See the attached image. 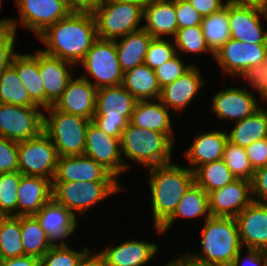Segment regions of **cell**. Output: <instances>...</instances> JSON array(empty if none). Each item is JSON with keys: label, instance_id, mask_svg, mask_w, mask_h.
<instances>
[{"label": "cell", "instance_id": "ffe728a7", "mask_svg": "<svg viewBox=\"0 0 267 266\" xmlns=\"http://www.w3.org/2000/svg\"><path fill=\"white\" fill-rule=\"evenodd\" d=\"M256 101L253 93L248 89L229 87L220 90L212 98L211 111L217 114L219 119H230L235 122L249 117L261 106Z\"/></svg>", "mask_w": 267, "mask_h": 266}, {"label": "cell", "instance_id": "4fadbf2b", "mask_svg": "<svg viewBox=\"0 0 267 266\" xmlns=\"http://www.w3.org/2000/svg\"><path fill=\"white\" fill-rule=\"evenodd\" d=\"M267 44H252L229 38L218 50L214 58L224 73L241 76L248 68L265 61Z\"/></svg>", "mask_w": 267, "mask_h": 266}, {"label": "cell", "instance_id": "30bf717a", "mask_svg": "<svg viewBox=\"0 0 267 266\" xmlns=\"http://www.w3.org/2000/svg\"><path fill=\"white\" fill-rule=\"evenodd\" d=\"M95 82L92 85L97 89L122 84L121 71L115 41L99 39L87 51L81 62Z\"/></svg>", "mask_w": 267, "mask_h": 266}, {"label": "cell", "instance_id": "44dd1931", "mask_svg": "<svg viewBox=\"0 0 267 266\" xmlns=\"http://www.w3.org/2000/svg\"><path fill=\"white\" fill-rule=\"evenodd\" d=\"M73 66L68 61L39 50V74L44 85V109L51 107L61 96L67 83L73 77L68 70Z\"/></svg>", "mask_w": 267, "mask_h": 266}, {"label": "cell", "instance_id": "bcb514c9", "mask_svg": "<svg viewBox=\"0 0 267 266\" xmlns=\"http://www.w3.org/2000/svg\"><path fill=\"white\" fill-rule=\"evenodd\" d=\"M16 30L14 27H0V74L11 65Z\"/></svg>", "mask_w": 267, "mask_h": 266}, {"label": "cell", "instance_id": "7dc6e473", "mask_svg": "<svg viewBox=\"0 0 267 266\" xmlns=\"http://www.w3.org/2000/svg\"><path fill=\"white\" fill-rule=\"evenodd\" d=\"M178 29L201 26L203 17L187 0H175Z\"/></svg>", "mask_w": 267, "mask_h": 266}, {"label": "cell", "instance_id": "ba28073f", "mask_svg": "<svg viewBox=\"0 0 267 266\" xmlns=\"http://www.w3.org/2000/svg\"><path fill=\"white\" fill-rule=\"evenodd\" d=\"M53 199L74 215H82L92 205L118 193L122 188L117 181L52 182Z\"/></svg>", "mask_w": 267, "mask_h": 266}, {"label": "cell", "instance_id": "e0dca14e", "mask_svg": "<svg viewBox=\"0 0 267 266\" xmlns=\"http://www.w3.org/2000/svg\"><path fill=\"white\" fill-rule=\"evenodd\" d=\"M87 76L86 74L77 79L72 77L53 106L60 111L92 120L95 114L97 88Z\"/></svg>", "mask_w": 267, "mask_h": 266}, {"label": "cell", "instance_id": "9a60e30c", "mask_svg": "<svg viewBox=\"0 0 267 266\" xmlns=\"http://www.w3.org/2000/svg\"><path fill=\"white\" fill-rule=\"evenodd\" d=\"M252 195L251 181L236 178L224 187L208 193L210 215L235 218L254 201Z\"/></svg>", "mask_w": 267, "mask_h": 266}, {"label": "cell", "instance_id": "6125c7cd", "mask_svg": "<svg viewBox=\"0 0 267 266\" xmlns=\"http://www.w3.org/2000/svg\"><path fill=\"white\" fill-rule=\"evenodd\" d=\"M261 100H263L265 102L267 101V93H266V95Z\"/></svg>", "mask_w": 267, "mask_h": 266}, {"label": "cell", "instance_id": "484cf974", "mask_svg": "<svg viewBox=\"0 0 267 266\" xmlns=\"http://www.w3.org/2000/svg\"><path fill=\"white\" fill-rule=\"evenodd\" d=\"M143 24L153 38L173 37L178 30L175 0H150L143 8Z\"/></svg>", "mask_w": 267, "mask_h": 266}, {"label": "cell", "instance_id": "f5cc1de1", "mask_svg": "<svg viewBox=\"0 0 267 266\" xmlns=\"http://www.w3.org/2000/svg\"><path fill=\"white\" fill-rule=\"evenodd\" d=\"M202 17H207L225 7L222 0H187Z\"/></svg>", "mask_w": 267, "mask_h": 266}, {"label": "cell", "instance_id": "83f0119b", "mask_svg": "<svg viewBox=\"0 0 267 266\" xmlns=\"http://www.w3.org/2000/svg\"><path fill=\"white\" fill-rule=\"evenodd\" d=\"M169 109L159 100H139L130 123L136 127L173 135Z\"/></svg>", "mask_w": 267, "mask_h": 266}, {"label": "cell", "instance_id": "2e32d148", "mask_svg": "<svg viewBox=\"0 0 267 266\" xmlns=\"http://www.w3.org/2000/svg\"><path fill=\"white\" fill-rule=\"evenodd\" d=\"M261 15L267 19V9L228 2L230 38L245 43L267 44V31L262 30Z\"/></svg>", "mask_w": 267, "mask_h": 266}, {"label": "cell", "instance_id": "8992f818", "mask_svg": "<svg viewBox=\"0 0 267 266\" xmlns=\"http://www.w3.org/2000/svg\"><path fill=\"white\" fill-rule=\"evenodd\" d=\"M43 131L52 140L59 157L84 155L86 130L91 120L56 109H45Z\"/></svg>", "mask_w": 267, "mask_h": 266}, {"label": "cell", "instance_id": "5b68a950", "mask_svg": "<svg viewBox=\"0 0 267 266\" xmlns=\"http://www.w3.org/2000/svg\"><path fill=\"white\" fill-rule=\"evenodd\" d=\"M137 99L122 84L97 89L95 114L91 122L107 135L121 138L129 125Z\"/></svg>", "mask_w": 267, "mask_h": 266}, {"label": "cell", "instance_id": "6da1fadb", "mask_svg": "<svg viewBox=\"0 0 267 266\" xmlns=\"http://www.w3.org/2000/svg\"><path fill=\"white\" fill-rule=\"evenodd\" d=\"M37 37L47 46L42 52L76 66L98 40L94 15L92 11L73 10Z\"/></svg>", "mask_w": 267, "mask_h": 266}, {"label": "cell", "instance_id": "9c48e42d", "mask_svg": "<svg viewBox=\"0 0 267 266\" xmlns=\"http://www.w3.org/2000/svg\"><path fill=\"white\" fill-rule=\"evenodd\" d=\"M58 154L49 136H38L18 142V171L23 175L40 176L53 181Z\"/></svg>", "mask_w": 267, "mask_h": 266}, {"label": "cell", "instance_id": "d6a6232c", "mask_svg": "<svg viewBox=\"0 0 267 266\" xmlns=\"http://www.w3.org/2000/svg\"><path fill=\"white\" fill-rule=\"evenodd\" d=\"M228 141L246 148L250 144L267 138V111L260 107L249 117L235 123L233 129L227 133Z\"/></svg>", "mask_w": 267, "mask_h": 266}, {"label": "cell", "instance_id": "d4e9b609", "mask_svg": "<svg viewBox=\"0 0 267 266\" xmlns=\"http://www.w3.org/2000/svg\"><path fill=\"white\" fill-rule=\"evenodd\" d=\"M196 65L173 83L161 88L159 100L170 110L183 111L203 86V79Z\"/></svg>", "mask_w": 267, "mask_h": 266}, {"label": "cell", "instance_id": "e575fe53", "mask_svg": "<svg viewBox=\"0 0 267 266\" xmlns=\"http://www.w3.org/2000/svg\"><path fill=\"white\" fill-rule=\"evenodd\" d=\"M235 179L223 159L203 164L194 171V182L207 194L224 187Z\"/></svg>", "mask_w": 267, "mask_h": 266}, {"label": "cell", "instance_id": "680465c9", "mask_svg": "<svg viewBox=\"0 0 267 266\" xmlns=\"http://www.w3.org/2000/svg\"><path fill=\"white\" fill-rule=\"evenodd\" d=\"M229 3L235 5H250V6H258L261 8H267V0H228Z\"/></svg>", "mask_w": 267, "mask_h": 266}, {"label": "cell", "instance_id": "f907efd6", "mask_svg": "<svg viewBox=\"0 0 267 266\" xmlns=\"http://www.w3.org/2000/svg\"><path fill=\"white\" fill-rule=\"evenodd\" d=\"M251 184L253 200L258 203L267 204V165L254 171Z\"/></svg>", "mask_w": 267, "mask_h": 266}, {"label": "cell", "instance_id": "ee69618b", "mask_svg": "<svg viewBox=\"0 0 267 266\" xmlns=\"http://www.w3.org/2000/svg\"><path fill=\"white\" fill-rule=\"evenodd\" d=\"M192 66V64L184 65L180 57H178V54H176L170 60L163 63L161 66H158L154 71L158 79V83L162 88L180 78Z\"/></svg>", "mask_w": 267, "mask_h": 266}, {"label": "cell", "instance_id": "f546056e", "mask_svg": "<svg viewBox=\"0 0 267 266\" xmlns=\"http://www.w3.org/2000/svg\"><path fill=\"white\" fill-rule=\"evenodd\" d=\"M152 38L153 37L142 28L123 36L121 39L118 38L120 40L119 42L114 40L118 62L123 73L135 66L144 64L146 52Z\"/></svg>", "mask_w": 267, "mask_h": 266}, {"label": "cell", "instance_id": "52a82bcc", "mask_svg": "<svg viewBox=\"0 0 267 266\" xmlns=\"http://www.w3.org/2000/svg\"><path fill=\"white\" fill-rule=\"evenodd\" d=\"M96 22L98 38L118 40L123 36L140 30L143 7L136 3L102 0L92 10Z\"/></svg>", "mask_w": 267, "mask_h": 266}, {"label": "cell", "instance_id": "9f6ffc18", "mask_svg": "<svg viewBox=\"0 0 267 266\" xmlns=\"http://www.w3.org/2000/svg\"><path fill=\"white\" fill-rule=\"evenodd\" d=\"M68 5L77 11H91L102 0H66Z\"/></svg>", "mask_w": 267, "mask_h": 266}, {"label": "cell", "instance_id": "7bdbcfd3", "mask_svg": "<svg viewBox=\"0 0 267 266\" xmlns=\"http://www.w3.org/2000/svg\"><path fill=\"white\" fill-rule=\"evenodd\" d=\"M177 54L176 47L163 38H152L144 60L149 68L155 70L158 66L170 60Z\"/></svg>", "mask_w": 267, "mask_h": 266}, {"label": "cell", "instance_id": "f35d334b", "mask_svg": "<svg viewBox=\"0 0 267 266\" xmlns=\"http://www.w3.org/2000/svg\"><path fill=\"white\" fill-rule=\"evenodd\" d=\"M22 174L19 171L0 173V217H18V185Z\"/></svg>", "mask_w": 267, "mask_h": 266}, {"label": "cell", "instance_id": "d6986e66", "mask_svg": "<svg viewBox=\"0 0 267 266\" xmlns=\"http://www.w3.org/2000/svg\"><path fill=\"white\" fill-rule=\"evenodd\" d=\"M235 219L242 247L267 252V204L253 201Z\"/></svg>", "mask_w": 267, "mask_h": 266}, {"label": "cell", "instance_id": "7a4b0ae2", "mask_svg": "<svg viewBox=\"0 0 267 266\" xmlns=\"http://www.w3.org/2000/svg\"><path fill=\"white\" fill-rule=\"evenodd\" d=\"M149 185L155 227H161L174 213L185 192L194 183V172L175 163L150 166Z\"/></svg>", "mask_w": 267, "mask_h": 266}, {"label": "cell", "instance_id": "277c9868", "mask_svg": "<svg viewBox=\"0 0 267 266\" xmlns=\"http://www.w3.org/2000/svg\"><path fill=\"white\" fill-rule=\"evenodd\" d=\"M173 145V135L139 128L131 123L120 138L121 154L147 168L172 162Z\"/></svg>", "mask_w": 267, "mask_h": 266}, {"label": "cell", "instance_id": "60d3db41", "mask_svg": "<svg viewBox=\"0 0 267 266\" xmlns=\"http://www.w3.org/2000/svg\"><path fill=\"white\" fill-rule=\"evenodd\" d=\"M174 41L177 52L186 53H202V52H212L214 57V52L209 48L206 39L204 37L201 26H192L178 29L174 35Z\"/></svg>", "mask_w": 267, "mask_h": 266}, {"label": "cell", "instance_id": "7402d4cb", "mask_svg": "<svg viewBox=\"0 0 267 266\" xmlns=\"http://www.w3.org/2000/svg\"><path fill=\"white\" fill-rule=\"evenodd\" d=\"M53 245H66L65 238L77 227V218L53 198L35 215ZM60 240V243L57 241Z\"/></svg>", "mask_w": 267, "mask_h": 266}, {"label": "cell", "instance_id": "603a6c76", "mask_svg": "<svg viewBox=\"0 0 267 266\" xmlns=\"http://www.w3.org/2000/svg\"><path fill=\"white\" fill-rule=\"evenodd\" d=\"M17 195L18 217L35 216L53 198L52 181L40 176L22 174Z\"/></svg>", "mask_w": 267, "mask_h": 266}, {"label": "cell", "instance_id": "836d02e7", "mask_svg": "<svg viewBox=\"0 0 267 266\" xmlns=\"http://www.w3.org/2000/svg\"><path fill=\"white\" fill-rule=\"evenodd\" d=\"M21 239L24 256H34L41 259L53 246L35 216H21Z\"/></svg>", "mask_w": 267, "mask_h": 266}, {"label": "cell", "instance_id": "ab89813d", "mask_svg": "<svg viewBox=\"0 0 267 266\" xmlns=\"http://www.w3.org/2000/svg\"><path fill=\"white\" fill-rule=\"evenodd\" d=\"M223 161L235 178L252 181L254 170L250 165L245 148L227 141L224 147Z\"/></svg>", "mask_w": 267, "mask_h": 266}, {"label": "cell", "instance_id": "f1b7e54d", "mask_svg": "<svg viewBox=\"0 0 267 266\" xmlns=\"http://www.w3.org/2000/svg\"><path fill=\"white\" fill-rule=\"evenodd\" d=\"M11 66L17 71L31 100L44 109V85L39 74V50L35 54L16 53Z\"/></svg>", "mask_w": 267, "mask_h": 266}, {"label": "cell", "instance_id": "f6af8a7d", "mask_svg": "<svg viewBox=\"0 0 267 266\" xmlns=\"http://www.w3.org/2000/svg\"><path fill=\"white\" fill-rule=\"evenodd\" d=\"M18 171V142L0 136V173Z\"/></svg>", "mask_w": 267, "mask_h": 266}, {"label": "cell", "instance_id": "11a10c76", "mask_svg": "<svg viewBox=\"0 0 267 266\" xmlns=\"http://www.w3.org/2000/svg\"><path fill=\"white\" fill-rule=\"evenodd\" d=\"M185 256H181L179 258H175V260L170 261L166 266H216L211 265L206 262L199 261L193 258L190 253L184 254Z\"/></svg>", "mask_w": 267, "mask_h": 266}, {"label": "cell", "instance_id": "1f68e13d", "mask_svg": "<svg viewBox=\"0 0 267 266\" xmlns=\"http://www.w3.org/2000/svg\"><path fill=\"white\" fill-rule=\"evenodd\" d=\"M202 215H206L205 221L211 216L208 194L194 182L185 192L172 216L161 227L155 228L160 234L166 233L177 217L195 218Z\"/></svg>", "mask_w": 267, "mask_h": 266}, {"label": "cell", "instance_id": "4316f807", "mask_svg": "<svg viewBox=\"0 0 267 266\" xmlns=\"http://www.w3.org/2000/svg\"><path fill=\"white\" fill-rule=\"evenodd\" d=\"M227 141V132L221 129L204 132L196 136L192 146L184 152L191 165L190 169L194 172L203 164L223 159L224 147Z\"/></svg>", "mask_w": 267, "mask_h": 266}, {"label": "cell", "instance_id": "db71d44e", "mask_svg": "<svg viewBox=\"0 0 267 266\" xmlns=\"http://www.w3.org/2000/svg\"><path fill=\"white\" fill-rule=\"evenodd\" d=\"M0 266H41V259L34 256H22L0 259Z\"/></svg>", "mask_w": 267, "mask_h": 266}, {"label": "cell", "instance_id": "4dcf8cb0", "mask_svg": "<svg viewBox=\"0 0 267 266\" xmlns=\"http://www.w3.org/2000/svg\"><path fill=\"white\" fill-rule=\"evenodd\" d=\"M122 85L137 101L159 99L161 93L155 71L146 64L135 66L123 73Z\"/></svg>", "mask_w": 267, "mask_h": 266}, {"label": "cell", "instance_id": "b9f144b4", "mask_svg": "<svg viewBox=\"0 0 267 266\" xmlns=\"http://www.w3.org/2000/svg\"><path fill=\"white\" fill-rule=\"evenodd\" d=\"M66 245H53L41 258L42 266H76L81 257L89 250L75 251Z\"/></svg>", "mask_w": 267, "mask_h": 266}, {"label": "cell", "instance_id": "816d5d0a", "mask_svg": "<svg viewBox=\"0 0 267 266\" xmlns=\"http://www.w3.org/2000/svg\"><path fill=\"white\" fill-rule=\"evenodd\" d=\"M248 255L246 257H241V251L234 258L233 264L231 266H267V254L264 251L247 249ZM242 258V261L240 259ZM242 262V263H241ZM240 263V264H239Z\"/></svg>", "mask_w": 267, "mask_h": 266}, {"label": "cell", "instance_id": "d590c367", "mask_svg": "<svg viewBox=\"0 0 267 266\" xmlns=\"http://www.w3.org/2000/svg\"><path fill=\"white\" fill-rule=\"evenodd\" d=\"M0 103L39 107L31 100L17 71L11 65L0 74Z\"/></svg>", "mask_w": 267, "mask_h": 266}, {"label": "cell", "instance_id": "7c38bea8", "mask_svg": "<svg viewBox=\"0 0 267 266\" xmlns=\"http://www.w3.org/2000/svg\"><path fill=\"white\" fill-rule=\"evenodd\" d=\"M84 155L102 165L116 179L129 169V165L121 158L120 138L107 135L92 122L86 130Z\"/></svg>", "mask_w": 267, "mask_h": 266}, {"label": "cell", "instance_id": "3957f363", "mask_svg": "<svg viewBox=\"0 0 267 266\" xmlns=\"http://www.w3.org/2000/svg\"><path fill=\"white\" fill-rule=\"evenodd\" d=\"M200 244L202 252L191 253L193 258L211 265L231 266L242 251L236 219L210 216L203 226Z\"/></svg>", "mask_w": 267, "mask_h": 266}, {"label": "cell", "instance_id": "6f0895ef", "mask_svg": "<svg viewBox=\"0 0 267 266\" xmlns=\"http://www.w3.org/2000/svg\"><path fill=\"white\" fill-rule=\"evenodd\" d=\"M88 250L79 260L76 266H105V263L98 251L96 254L93 255L89 254Z\"/></svg>", "mask_w": 267, "mask_h": 266}, {"label": "cell", "instance_id": "681fc988", "mask_svg": "<svg viewBox=\"0 0 267 266\" xmlns=\"http://www.w3.org/2000/svg\"><path fill=\"white\" fill-rule=\"evenodd\" d=\"M245 150L254 171L267 165V138L255 141L247 146Z\"/></svg>", "mask_w": 267, "mask_h": 266}, {"label": "cell", "instance_id": "91938a15", "mask_svg": "<svg viewBox=\"0 0 267 266\" xmlns=\"http://www.w3.org/2000/svg\"><path fill=\"white\" fill-rule=\"evenodd\" d=\"M2 0H0V9H1ZM17 20L15 19H0V27H14V29H17Z\"/></svg>", "mask_w": 267, "mask_h": 266}, {"label": "cell", "instance_id": "c3c4849f", "mask_svg": "<svg viewBox=\"0 0 267 266\" xmlns=\"http://www.w3.org/2000/svg\"><path fill=\"white\" fill-rule=\"evenodd\" d=\"M241 77L257 89L263 98L267 93V55L263 63L248 68Z\"/></svg>", "mask_w": 267, "mask_h": 266}, {"label": "cell", "instance_id": "ac0fdd59", "mask_svg": "<svg viewBox=\"0 0 267 266\" xmlns=\"http://www.w3.org/2000/svg\"><path fill=\"white\" fill-rule=\"evenodd\" d=\"M107 169L85 155L59 157L52 182L117 181Z\"/></svg>", "mask_w": 267, "mask_h": 266}, {"label": "cell", "instance_id": "8fae6325", "mask_svg": "<svg viewBox=\"0 0 267 266\" xmlns=\"http://www.w3.org/2000/svg\"><path fill=\"white\" fill-rule=\"evenodd\" d=\"M39 108L0 103V136L16 142L38 136L44 127Z\"/></svg>", "mask_w": 267, "mask_h": 266}, {"label": "cell", "instance_id": "94428289", "mask_svg": "<svg viewBox=\"0 0 267 266\" xmlns=\"http://www.w3.org/2000/svg\"><path fill=\"white\" fill-rule=\"evenodd\" d=\"M113 1L126 2V3H136V4L141 5V6L144 8V6H145L150 0H113Z\"/></svg>", "mask_w": 267, "mask_h": 266}, {"label": "cell", "instance_id": "cb8c5ba5", "mask_svg": "<svg viewBox=\"0 0 267 266\" xmlns=\"http://www.w3.org/2000/svg\"><path fill=\"white\" fill-rule=\"evenodd\" d=\"M158 251V245L147 241L127 240L117 246L100 251L105 266L146 265Z\"/></svg>", "mask_w": 267, "mask_h": 266}, {"label": "cell", "instance_id": "74e56055", "mask_svg": "<svg viewBox=\"0 0 267 266\" xmlns=\"http://www.w3.org/2000/svg\"><path fill=\"white\" fill-rule=\"evenodd\" d=\"M201 28L209 48L215 52L230 38L228 1L221 10L203 18Z\"/></svg>", "mask_w": 267, "mask_h": 266}, {"label": "cell", "instance_id": "5bb4252c", "mask_svg": "<svg viewBox=\"0 0 267 266\" xmlns=\"http://www.w3.org/2000/svg\"><path fill=\"white\" fill-rule=\"evenodd\" d=\"M24 27L40 35L46 28L67 17L73 9L66 0H15Z\"/></svg>", "mask_w": 267, "mask_h": 266}, {"label": "cell", "instance_id": "8d00e7d4", "mask_svg": "<svg viewBox=\"0 0 267 266\" xmlns=\"http://www.w3.org/2000/svg\"><path fill=\"white\" fill-rule=\"evenodd\" d=\"M22 256L21 216L0 217V259Z\"/></svg>", "mask_w": 267, "mask_h": 266}]
</instances>
